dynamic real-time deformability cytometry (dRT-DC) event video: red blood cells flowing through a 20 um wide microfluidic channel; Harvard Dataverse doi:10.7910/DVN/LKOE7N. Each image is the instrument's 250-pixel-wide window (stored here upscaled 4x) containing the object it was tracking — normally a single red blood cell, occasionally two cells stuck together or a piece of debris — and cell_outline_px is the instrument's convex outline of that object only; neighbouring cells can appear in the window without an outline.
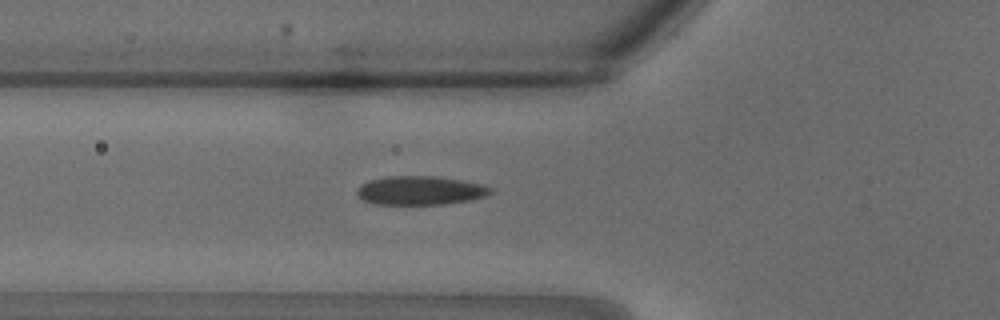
{"species": "common noctule bat (a hibernating species)", "species_latin": "Nyctalus noctula", "temperature_condition": "warm", "stored_images_in_passage": 26, "segment_of_instrument_passage": [1, 2], "camera_frame_rate_fps": 3000, "um_per_image_px": 0.085, "animal": {"sex": "male", "body_mass_g": 18.8}, "frame": {"image": 1, "passage_image": 5, "time_ms": 1.333, "image_size_px": [1000, 320], "cell_outline_px": [[492, 192], [488, 196], [472, 200], [448, 204], [372, 204], [364, 200], [356, 192], [360, 184], [368, 180], [388, 176], [440, 176], [480, 184], [492, 188]], "centroid_in_image_um": [35.73, 16.19], "position_along_channel_um": 90.1, "area_um2": 22.6}}
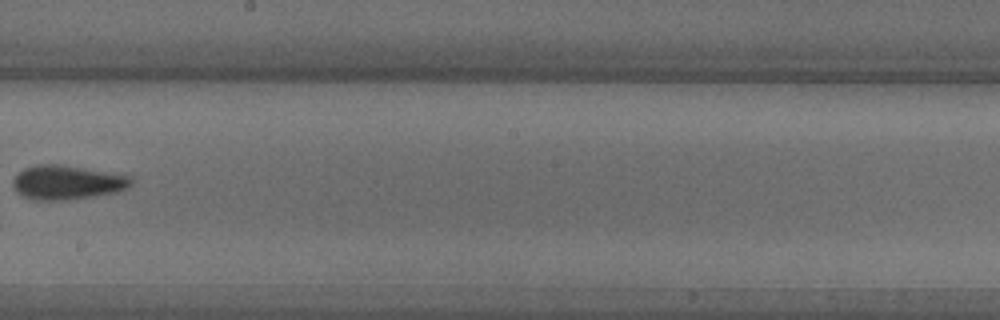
{"frame": {"image": 2, "passage_image": 12, "time_ms": 3.667, "image_size_px": [1000, 320], "cell_outline_px": [[132, 184], [128, 188], [116, 192], [92, 196], [64, 200], [32, 200], [16, 192], [12, 184], [12, 180], [24, 168], [36, 164], [60, 164], [132, 176]], "centroid_in_image_um": [5.69, 15.5], "position_along_channel_um": 242.5, "area_um2": 23.52}}
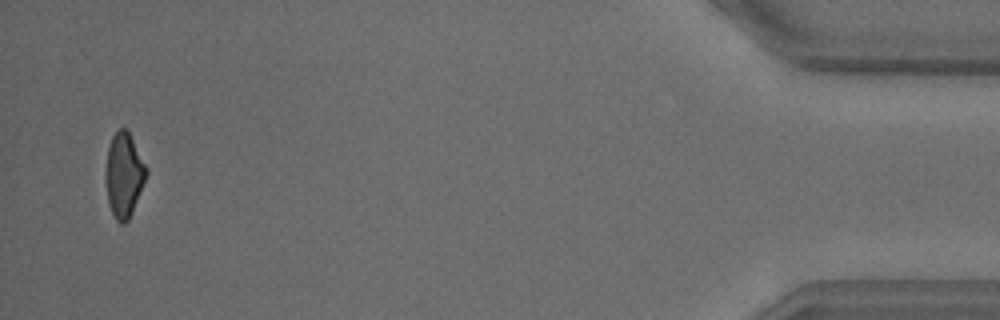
{"frame": {"image": 3, "passage_image": 24, "time_ms": 7.667, "image_size_px": [1000, 320], "cell_outline_px": [[148, 172], [132, 212], [128, 220], [124, 224], [120, 224], [116, 220], [108, 204], [104, 176], [108, 148], [112, 136], [120, 128], [128, 128], [148, 168]], "centroid_in_image_um": [10.53, 14.84], "position_along_channel_um": 424.7, "area_um2": 20.29}}